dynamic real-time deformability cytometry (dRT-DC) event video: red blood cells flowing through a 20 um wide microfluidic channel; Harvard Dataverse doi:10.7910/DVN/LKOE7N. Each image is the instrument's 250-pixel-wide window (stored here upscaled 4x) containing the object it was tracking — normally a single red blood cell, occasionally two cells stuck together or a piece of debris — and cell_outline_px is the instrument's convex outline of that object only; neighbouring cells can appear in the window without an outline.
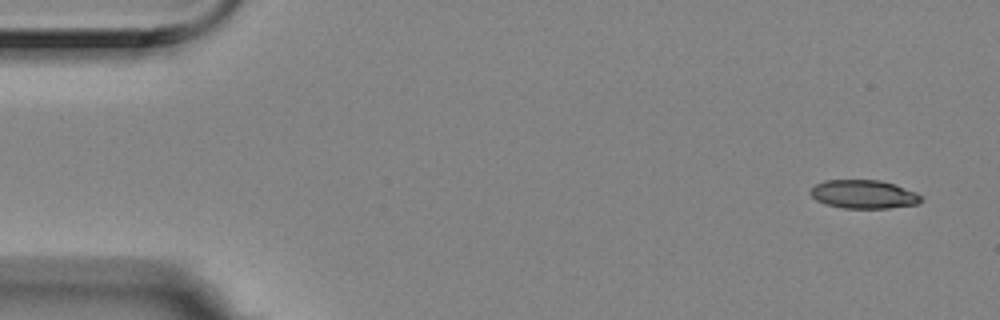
{"species": "Egyptian fruit bat (a non-hibernating species)", "species_latin": "Rousettus aegyptiacus", "temperature_condition": "room temperature", "stored_images_in_passage": 5, "camera_frame_rate_fps": 3000, "um_per_image_px": 0.085, "animal": {"sex": "female"}, "frame": {"image": 1, "passage_image": 1, "time_ms": 0.0, "image_size_px": [1000, 320], "cell_outline_px": [[924, 196], [916, 204], [888, 208], [844, 208], [824, 204], [816, 200], [812, 196], [812, 188], [816, 184], [824, 180], [880, 180], [916, 192]], "centroid_in_image_um": [73.41, 16.51], "position_along_channel_um": 11.6, "area_um2": 18.21}}
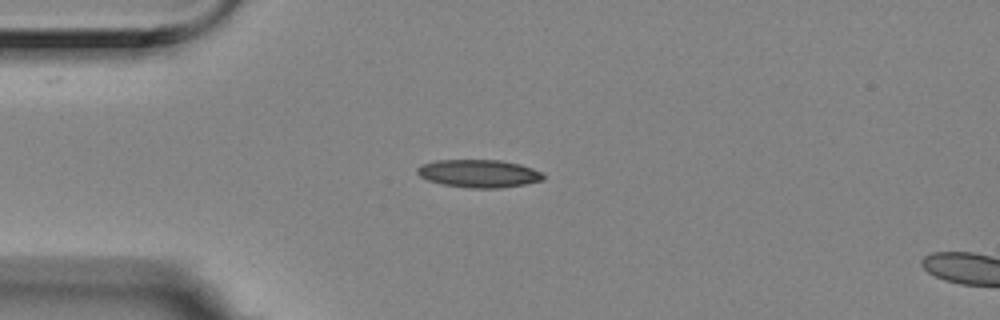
{"frame": {"image": 2, "passage_image": 4, "time_ms": 1.0, "image_size_px": [1000, 320], "cell_outline_px": [[544, 180], [524, 184], [500, 188], [468, 188], [444, 184], [428, 180], [420, 176], [416, 172], [416, 168], [424, 164], [436, 160], [500, 160], [520, 164], [532, 168], [540, 172], [544, 176]], "centroid_in_image_um": [40.7, 14.75], "position_along_channel_um": 44.3, "area_um2": 20.35}}